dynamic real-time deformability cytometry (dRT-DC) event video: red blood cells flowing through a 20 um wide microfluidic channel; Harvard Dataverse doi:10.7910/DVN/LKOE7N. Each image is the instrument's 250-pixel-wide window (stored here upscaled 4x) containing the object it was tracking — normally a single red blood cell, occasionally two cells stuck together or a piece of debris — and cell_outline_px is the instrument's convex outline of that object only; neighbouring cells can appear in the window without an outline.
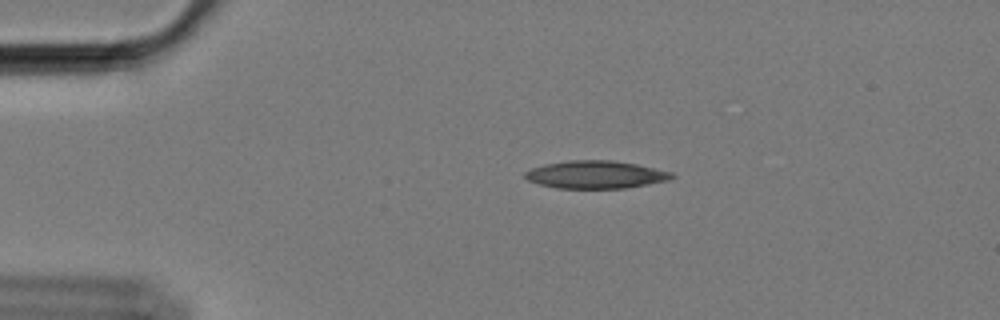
{"species": "Egyptian fruit bat (a non-hibernating species)", "species_latin": "Rousettus aegyptiacus", "temperature_condition": "cold", "stored_images_in_passage": 57, "camera_frame_rate_fps": 3000, "um_per_image_px": 0.085, "animal": {"sex": "female"}, "frame": {"image": 1, "passage_image": 11, "time_ms": 3.333, "image_size_px": [1000, 320], "cell_outline_px": [[676, 176], [668, 180], [628, 188], [556, 188], [540, 184], [528, 180], [524, 176], [524, 172], [532, 168], [544, 164], [568, 160], [612, 160], [636, 164], [672, 172]], "centroid_in_image_um": [50.63, 14.84], "position_along_channel_um": 34.4, "area_um2": 23.7}}
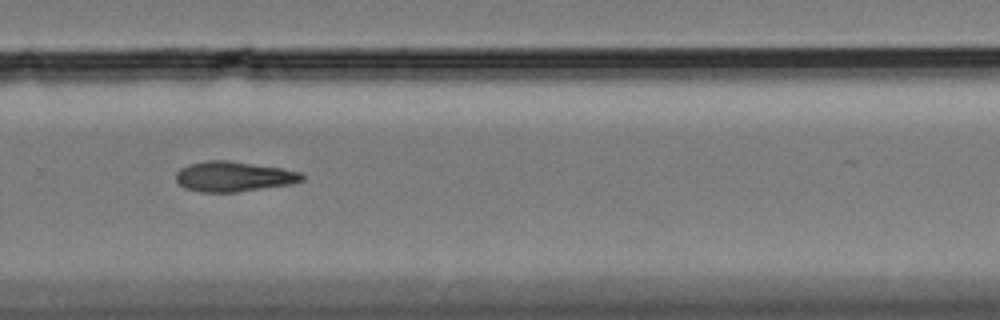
{"frame": {"image": 2, "passage_image": 39, "time_ms": 12.667, "image_size_px": [1000, 320], "cell_outline_px": [[304, 180], [292, 184], [240, 192], [200, 192], [184, 188], [176, 180], [176, 172], [180, 168], [188, 164], [208, 160], [228, 160], [280, 168], [300, 172], [304, 176]], "centroid_in_image_um": [19.85, 15.01], "position_along_channel_um": 310.0, "area_um2": 22.25}}
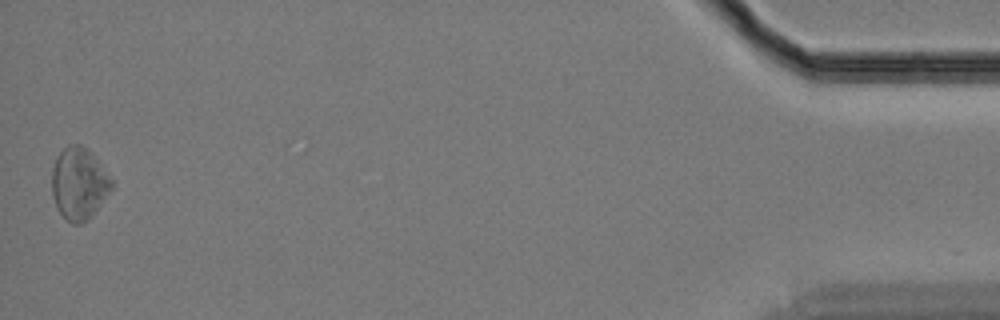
{"frame": {"image": 3, "passage_image": 57, "time_ms": 18.667, "image_size_px": [1000, 320], "cell_outline_px": [[112, 188], [96, 208], [80, 224], [72, 224], [56, 208], [52, 192], [52, 168], [56, 156], [68, 144], [80, 144], [88, 148], [112, 180]], "centroid_in_image_um": [6.67, 15.55], "position_along_channel_um": 428.5, "area_um2": 24.51}, "authors_computed_cell_mechanics": {"area_um2": 23.12, "velocity_mm_per_s": 3.4015, "shape_relaxation_time_tau1_ms": 6.1924, "shape_relaxation_time_tau2_ms": null, "deformation_change_tau1": 0.1238, "deformation_change_tau2": null}}